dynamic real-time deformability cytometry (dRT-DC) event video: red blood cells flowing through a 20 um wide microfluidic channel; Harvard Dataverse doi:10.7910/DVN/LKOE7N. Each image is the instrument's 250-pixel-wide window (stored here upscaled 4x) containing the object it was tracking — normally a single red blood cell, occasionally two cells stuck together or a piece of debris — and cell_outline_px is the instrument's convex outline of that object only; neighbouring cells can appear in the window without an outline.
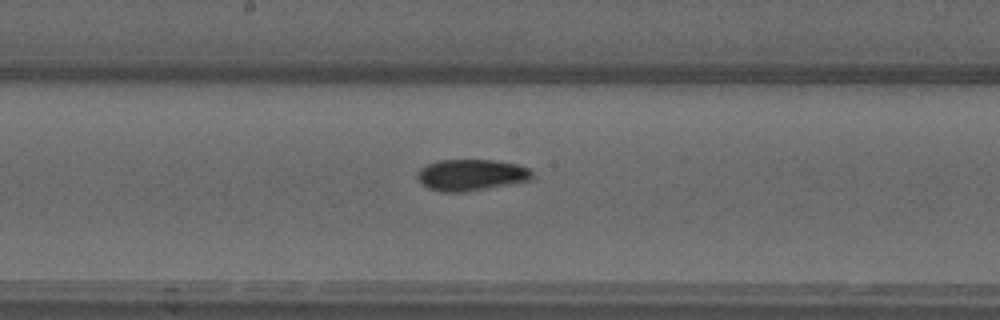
{"species": "common noctule bat (a hibernating species)", "species_latin": "Nyctalus noctula", "temperature_condition": "warm", "stored_images_in_passage": 36, "camera_frame_rate_fps": 3000, "um_per_image_px": 0.085, "animal": {"sex": "male", "forearm_length_mm": 52.5}, "frame": {"image": 1, "passage_image": 16, "time_ms": 5.0, "image_size_px": [1000, 320], "cell_outline_px": [[532, 180], [464, 192], [440, 192], [428, 188], [420, 184], [416, 176], [416, 172], [420, 168], [436, 160], [492, 160], [516, 164], [528, 168], [532, 172]], "centroid_in_image_um": [39.99, 14.87], "position_along_channel_um": 208.2, "area_um2": 21.1}}
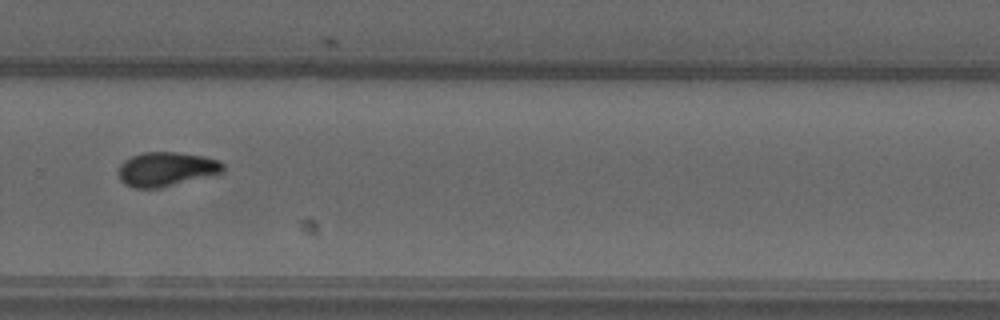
{"frame": {"image": 2, "passage_image": 24, "time_ms": 7.667, "image_size_px": [1000, 320], "cell_outline_px": [[224, 172], [160, 188], [132, 188], [124, 184], [120, 180], [120, 164], [124, 160], [132, 156], [144, 152], [176, 152], [204, 156], [220, 160], [224, 164]], "centroid_in_image_um": [14.15, 14.37], "position_along_channel_um": 315.6, "area_um2": 20.87}}
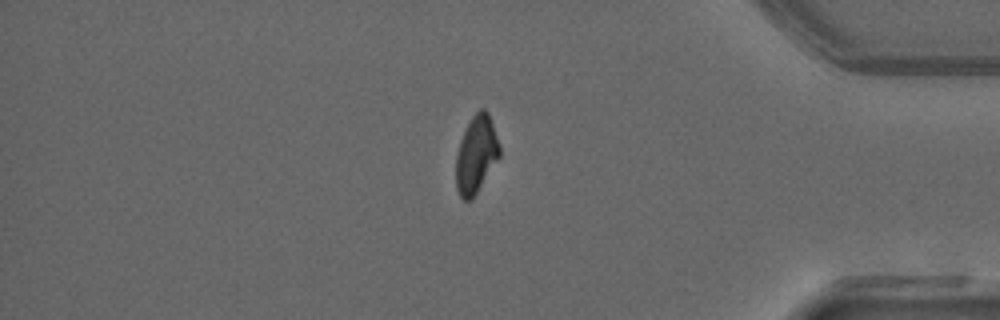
{"frame": {"image": 3, "passage_image": 32, "time_ms": 10.333, "image_size_px": [1000, 320], "cell_outline_px": [[500, 156], [472, 200], [464, 200], [460, 196], [456, 188], [456, 156], [460, 140], [472, 116], [480, 108], [484, 108], [488, 112], [500, 144]], "centroid_in_image_um": [40.48, 13.13], "position_along_channel_um": 394.7, "area_um2": 19.59}, "authors_computed_cell_mechanics": {"area_um2": 20.6346, "velocity_mm_per_s": 4.0523, "shape_relaxation_time_tau1_ms": 4.9539, "shape_relaxation_time_tau2_ms": 2.0723, "deformation_change_tau1": 0.1881, "deformation_change_tau2": 0.0639}}